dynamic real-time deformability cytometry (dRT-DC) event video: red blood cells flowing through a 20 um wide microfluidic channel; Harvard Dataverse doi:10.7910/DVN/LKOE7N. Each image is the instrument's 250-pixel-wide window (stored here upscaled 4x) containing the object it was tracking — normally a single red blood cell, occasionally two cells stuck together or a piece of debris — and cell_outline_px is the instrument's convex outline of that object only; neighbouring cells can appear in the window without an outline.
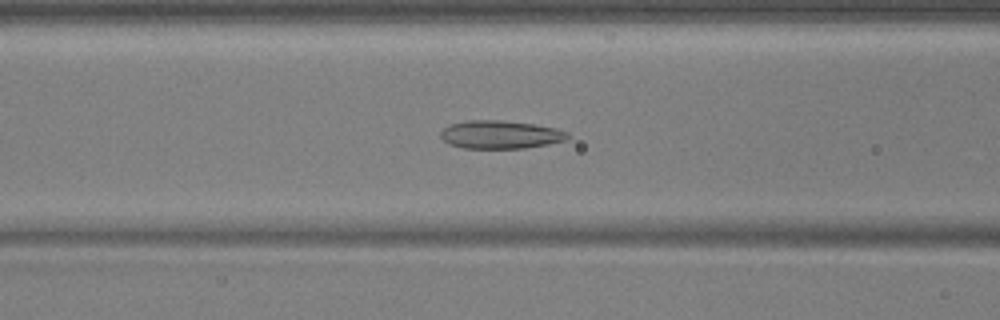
{"species": "common noctule bat (a hibernating species)", "species_latin": "Nyctalus noctula", "temperature_condition": "warm", "stored_images_in_passage": 54, "camera_frame_rate_fps": 3000, "um_per_image_px": 0.085, "animal": {"sex": "male", "body_mass_g": 17.9, "forearm_length_mm": 54.2}, "frame": {"image": 1, "passage_image": 22, "time_ms": 7.0, "image_size_px": [1000, 320], "cell_outline_px": [[568, 136], [564, 140], [548, 144], [524, 148], [464, 148], [448, 144], [440, 136], [440, 132], [448, 124], [464, 120], [500, 120], [532, 124], [556, 128], [568, 132]], "centroid_in_image_um": [42.48, 11.43], "position_along_channel_um": 124.1, "area_um2": 20.81}}
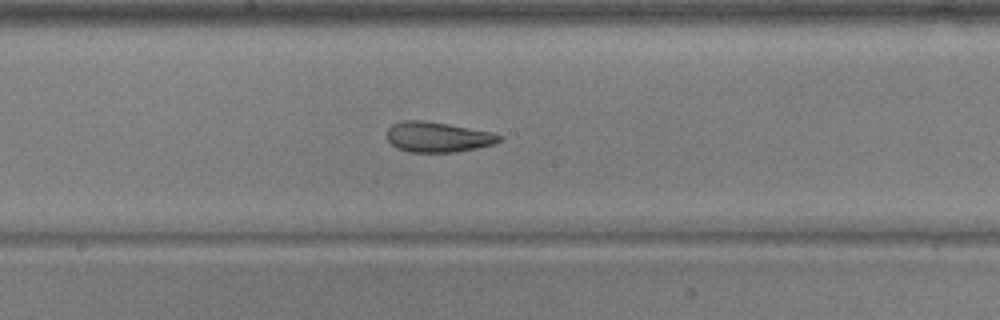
{"frame": {"image": 2, "passage_image": 29, "time_ms": 9.333, "image_size_px": [1000, 320], "cell_outline_px": [[504, 140], [492, 144], [476, 148], [456, 152], [408, 152], [396, 148], [388, 140], [388, 128], [392, 124], [404, 120], [424, 120], [448, 124], [492, 132], [504, 136]], "centroid_in_image_um": [37.23, 11.64], "position_along_channel_um": 211.0, "area_um2": 19.88}}
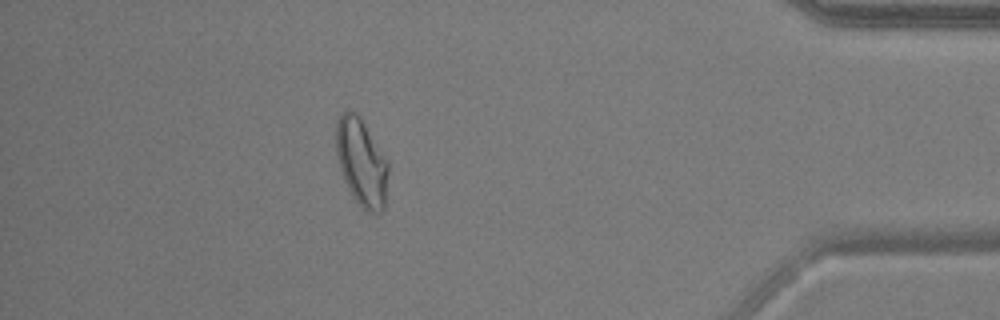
{"frame": {"image": 3, "passage_image": 48, "time_ms": 15.667, "image_size_px": [1000, 320], "cell_outline_px": [[388, 172], [384, 208], [380, 212], [368, 212], [352, 196], [344, 180], [340, 168], [336, 152], [336, 120], [348, 108], [356, 112], [360, 116], [388, 160]], "centroid_in_image_um": [30.72, 13.75], "position_along_channel_um": 404.5, "area_um2": 26.59}, "authors_computed_cell_mechanics": {"area_um2": 23.4668, "velocity_mm_per_s": 3.7238, "shape_relaxation_time_tau1_ms": null, "shape_relaxation_time_tau2_ms": 1.7908, "deformation_change_tau1": null, "deformation_change_tau2": 0.0812}}